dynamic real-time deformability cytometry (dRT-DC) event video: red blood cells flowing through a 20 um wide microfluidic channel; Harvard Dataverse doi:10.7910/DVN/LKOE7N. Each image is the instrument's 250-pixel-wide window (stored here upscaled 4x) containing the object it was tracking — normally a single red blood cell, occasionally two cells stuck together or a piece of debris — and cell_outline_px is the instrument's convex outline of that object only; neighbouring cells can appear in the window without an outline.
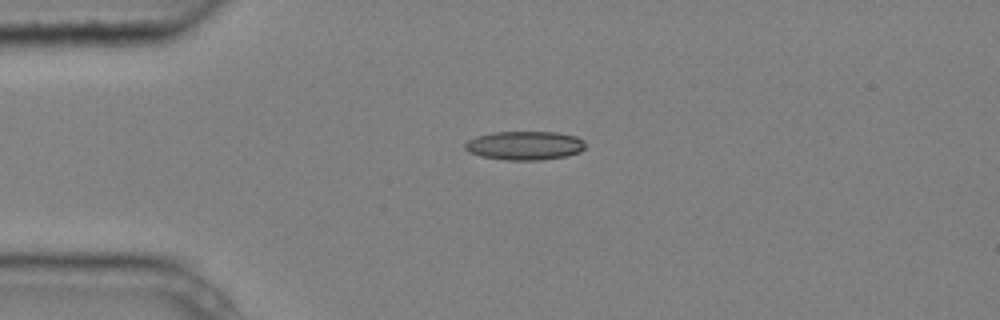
{"species": "common noctule bat (a hibernating species)", "species_latin": "Nyctalus noctula", "temperature_condition": "cold", "stored_images_in_passage": 4, "camera_frame_rate_fps": 3000, "um_per_image_px": 0.085, "animal": {"sex": "male", "body_mass_g": 20.4}, "frame": {"image": 1, "passage_image": 3, "time_ms": 0.667, "image_size_px": [1000, 320], "cell_outline_px": [[584, 148], [580, 152], [568, 156], [540, 160], [508, 160], [480, 156], [468, 152], [464, 148], [464, 144], [468, 140], [476, 136], [492, 132], [556, 132], [576, 136], [584, 140]], "centroid_in_image_um": [44.59, 12.37], "position_along_channel_um": 40.4, "area_um2": 20.35}}